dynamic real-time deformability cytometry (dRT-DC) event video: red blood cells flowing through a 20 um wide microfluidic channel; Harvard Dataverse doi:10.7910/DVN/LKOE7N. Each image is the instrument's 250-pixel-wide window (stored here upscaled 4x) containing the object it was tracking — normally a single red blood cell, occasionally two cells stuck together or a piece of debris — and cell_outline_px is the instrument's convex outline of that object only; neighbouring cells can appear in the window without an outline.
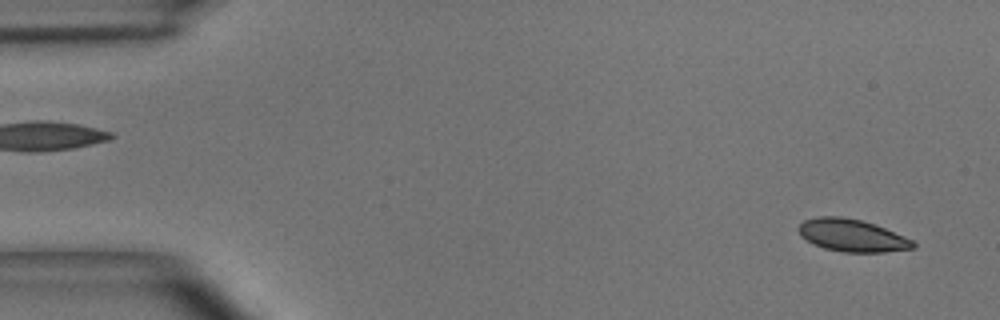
{"species": "common noctule bat (a hibernating species)", "species_latin": "Nyctalus noctula", "temperature_condition": "room temperature", "stored_images_in_passage": 2, "segment_of_instrument_passage": [2, 2], "camera_frame_rate_fps": 3000, "um_per_image_px": 0.085, "animal": {"sex": "male", "body_mass_g": 15.6}, "frame": {"image": 1, "passage_image": 2, "time_ms": 0.333, "image_size_px": [1000, 320], "cell_outline_px": [[916, 248], [884, 252], [844, 252], [824, 248], [800, 236], [796, 228], [804, 220], [820, 216], [840, 216], [860, 220], [876, 224], [904, 236], [912, 240], [916, 244]], "centroid_in_image_um": [72.43, 20.01], "position_along_channel_um": 12.6, "area_um2": 21.62}}